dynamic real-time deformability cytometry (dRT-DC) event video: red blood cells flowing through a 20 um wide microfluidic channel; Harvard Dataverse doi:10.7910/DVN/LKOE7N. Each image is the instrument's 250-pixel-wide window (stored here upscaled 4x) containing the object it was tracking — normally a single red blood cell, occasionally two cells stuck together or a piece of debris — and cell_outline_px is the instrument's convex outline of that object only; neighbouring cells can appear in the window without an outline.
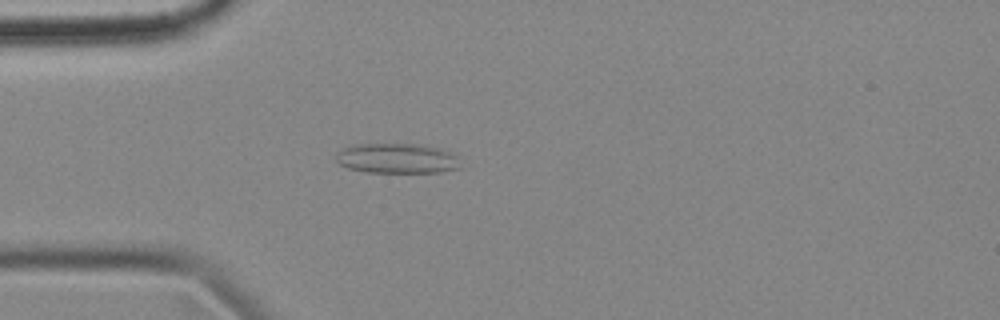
{"species": "common noctule bat (a hibernating species)", "species_latin": "Nyctalus noctula", "temperature_condition": "cold", "stored_images_in_passage": 56, "camera_frame_rate_fps": 3000, "um_per_image_px": 0.085, "animal": {"sex": "female", "body_mass_g": 18.4}, "frame": {"image": 1, "passage_image": 15, "time_ms": 4.667, "image_size_px": [1000, 320], "cell_outline_px": [[460, 168], [440, 172], [364, 172], [348, 168], [340, 164], [336, 160], [336, 152], [352, 144], [420, 144], [440, 148], [460, 156]], "centroid_in_image_um": [33.77, 13.46], "position_along_channel_um": 51.2, "area_um2": 22.02}}
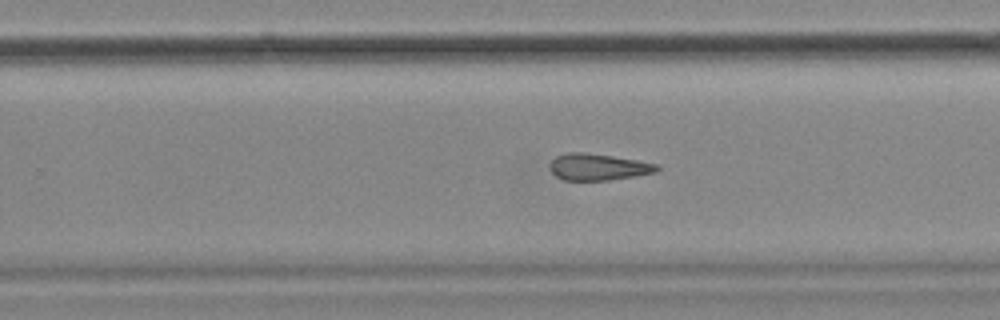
{"frame": {"image": 2, "passage_image": 35, "time_ms": 11.333, "image_size_px": [1000, 320], "cell_outline_px": [[660, 168], [656, 172], [636, 176], [608, 180], [564, 180], [556, 176], [548, 168], [548, 164], [556, 156], [568, 152], [584, 152], [612, 156], [660, 164]], "centroid_in_image_um": [50.83, 14.19], "position_along_channel_um": 279.0, "area_um2": 16.7}}
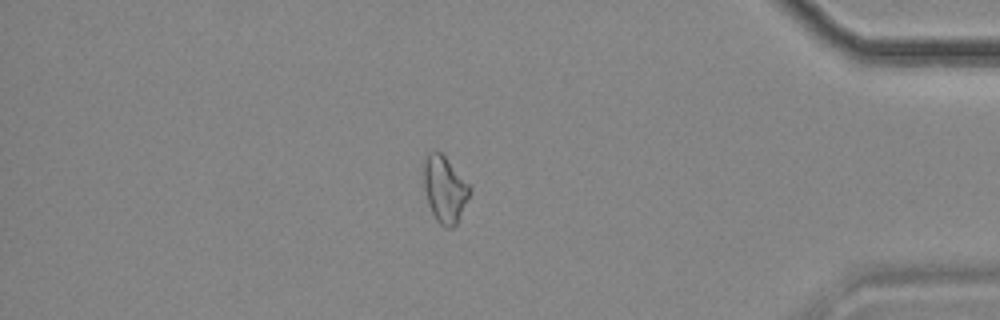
{"frame": {"image": 3, "passage_image": 48, "time_ms": 15.667, "image_size_px": [1000, 320], "cell_outline_px": [[472, 188], [456, 224], [452, 228], [444, 228], [436, 220], [428, 204], [424, 188], [424, 160], [428, 152], [440, 152], [444, 156]], "centroid_in_image_um": [37.78, 16.11], "position_along_channel_um": 397.4, "area_um2": 17.46}, "authors_computed_cell_mechanics": {"area_um2": 17.8313, "velocity_mm_per_s": 3.5464, "shape_relaxation_time_tau1_ms": null, "shape_relaxation_time_tau2_ms": 7.691, "deformation_change_tau1": null, "deformation_change_tau2": 0.162}}